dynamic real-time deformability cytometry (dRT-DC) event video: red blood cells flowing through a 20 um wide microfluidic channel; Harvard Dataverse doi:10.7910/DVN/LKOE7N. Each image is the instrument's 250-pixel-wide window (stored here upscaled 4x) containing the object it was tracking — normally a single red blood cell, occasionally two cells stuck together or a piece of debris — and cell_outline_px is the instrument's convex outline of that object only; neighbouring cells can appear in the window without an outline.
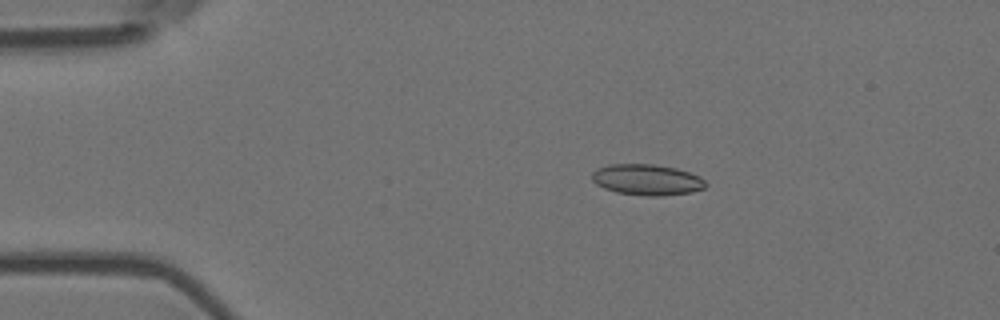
{"species": "Egyptian fruit bat (a non-hibernating species)", "species_latin": "Rousettus aegyptiacus", "temperature_condition": "room temperature", "stored_images_in_passage": 55, "camera_frame_rate_fps": 3000, "um_per_image_px": 0.085, "animal": {"sex": "female"}, "frame": {"image": 1, "passage_image": 10, "time_ms": 3.0, "image_size_px": [1000, 320], "cell_outline_px": [[708, 184], [704, 188], [692, 192], [664, 196], [644, 196], [616, 192], [604, 188], [596, 184], [592, 180], [592, 172], [596, 168], [608, 164], [656, 164], [676, 168], [700, 176]], "centroid_in_image_um": [54.98, 15.28], "position_along_channel_um": 30.0, "area_um2": 20.75}}
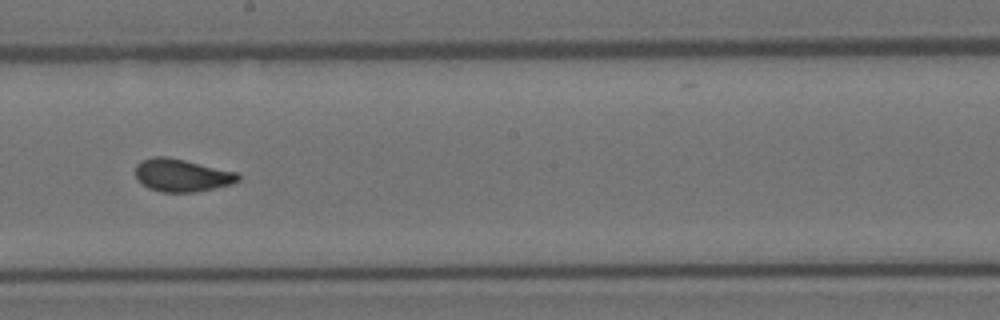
{"frame": {"image": 2, "passage_image": 31, "time_ms": 10.0, "image_size_px": [1000, 320], "cell_outline_px": [[240, 180], [232, 184], [196, 192], [160, 192], [148, 188], [140, 184], [136, 176], [136, 164], [140, 160], [156, 156], [168, 156], [236, 172], [240, 176]], "centroid_in_image_um": [15.42, 14.9], "position_along_channel_um": 232.8, "area_um2": 19.71}}
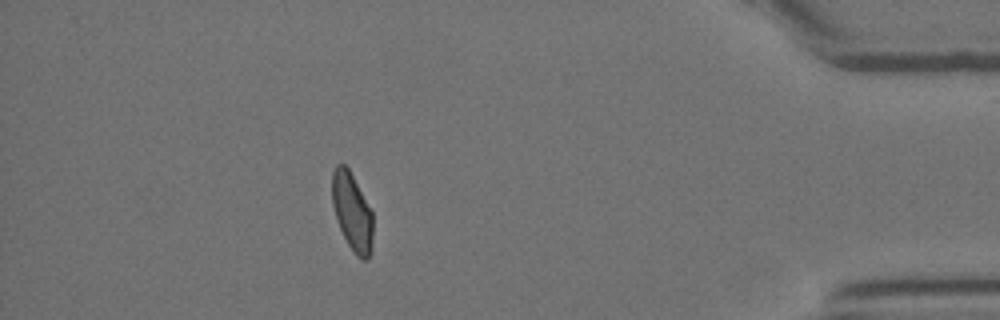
{"frame": {"image": 3, "passage_image": 49, "time_ms": 16.0, "image_size_px": [1000, 320], "cell_outline_px": [[372, 248], [368, 260], [364, 260], [356, 256], [348, 244], [336, 220], [332, 204], [332, 172], [336, 164], [344, 164], [348, 168], [372, 212]], "centroid_in_image_um": [29.92, 18.02], "position_along_channel_um": 405.3, "area_um2": 18.38}, "authors_computed_cell_mechanics": {"area_um2": 19.5364, "velocity_mm_per_s": 3.6665, "shape_relaxation_time_tau1_ms": 7.4874, "shape_relaxation_time_tau2_ms": 0.8689, "deformation_change_tau1": 0.1565, "deformation_change_tau2": 0.0722}}